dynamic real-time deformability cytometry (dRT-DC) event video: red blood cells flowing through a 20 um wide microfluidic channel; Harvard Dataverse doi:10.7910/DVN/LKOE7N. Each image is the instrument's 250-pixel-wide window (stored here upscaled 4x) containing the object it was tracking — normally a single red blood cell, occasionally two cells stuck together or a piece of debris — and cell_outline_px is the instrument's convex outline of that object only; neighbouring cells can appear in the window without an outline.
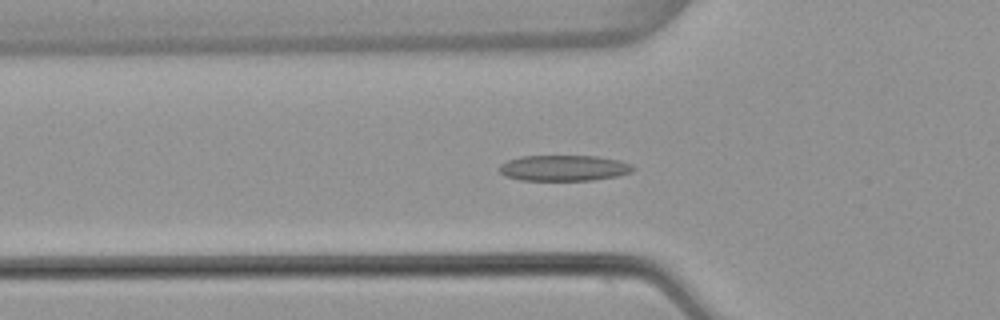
{"species": "common noctule bat (a hibernating species)", "species_latin": "Nyctalus noctula", "temperature_condition": "warm", "stored_images_in_passage": 52, "camera_frame_rate_fps": 3000, "um_per_image_px": 0.085, "animal": {"sex": "female", "body_mass_g": 22.7, "forearm_length_mm": 54.2}, "frame": {"image": 1, "passage_image": 17, "time_ms": 5.333, "image_size_px": [1000, 320], "cell_outline_px": [[636, 168], [632, 172], [616, 176], [592, 180], [520, 180], [504, 176], [500, 172], [500, 164], [508, 160], [520, 156], [596, 156], [620, 160], [632, 164]], "centroid_in_image_um": [47.94, 14.28], "position_along_channel_um": 77.9, "area_um2": 20.17}}
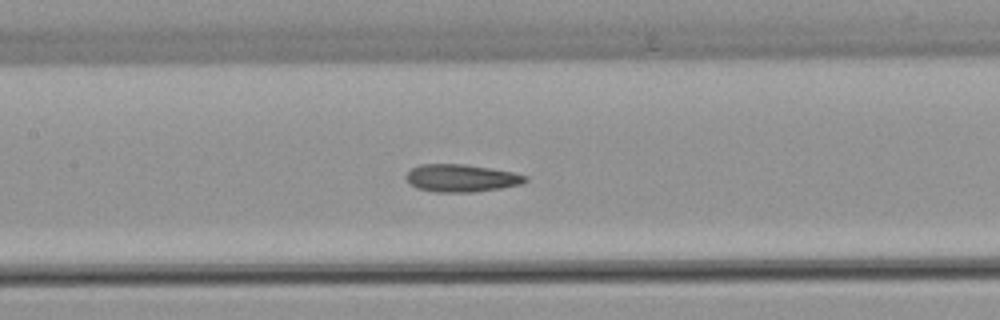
{"frame": {"image": 2, "passage_image": 24, "time_ms": 7.667, "image_size_px": [1000, 320], "cell_outline_px": [[528, 180], [520, 184], [500, 188], [472, 192], [436, 192], [416, 188], [404, 176], [412, 168], [420, 164], [464, 164], [512, 172], [528, 176]], "centroid_in_image_um": [39.2, 15.14], "position_along_channel_um": 168.2, "area_um2": 18.96}}
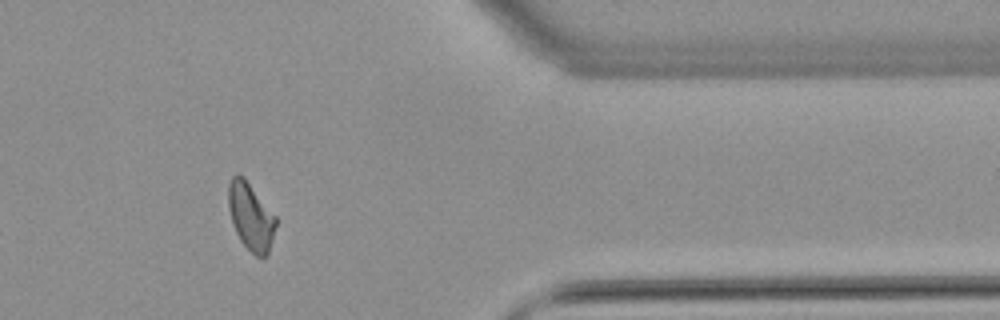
{"frame": {"image": 3, "passage_image": 43, "time_ms": 14.0, "image_size_px": [1000, 320], "cell_outline_px": [[276, 224], [268, 256], [256, 256], [240, 240], [236, 232], [228, 208], [228, 184], [232, 176], [236, 172], [244, 176], [276, 216]], "centroid_in_image_um": [21.31, 18.36], "position_along_channel_um": 390.1, "area_um2": 18.67}, "authors_computed_cell_mechanics": {"area_um2": 19.0451, "velocity_mm_per_s": 3.8451, "shape_relaxation_time_tau1_ms": null, "shape_relaxation_time_tau2_ms": 2.3671, "deformation_change_tau1": null, "deformation_change_tau2": 0.1001}}